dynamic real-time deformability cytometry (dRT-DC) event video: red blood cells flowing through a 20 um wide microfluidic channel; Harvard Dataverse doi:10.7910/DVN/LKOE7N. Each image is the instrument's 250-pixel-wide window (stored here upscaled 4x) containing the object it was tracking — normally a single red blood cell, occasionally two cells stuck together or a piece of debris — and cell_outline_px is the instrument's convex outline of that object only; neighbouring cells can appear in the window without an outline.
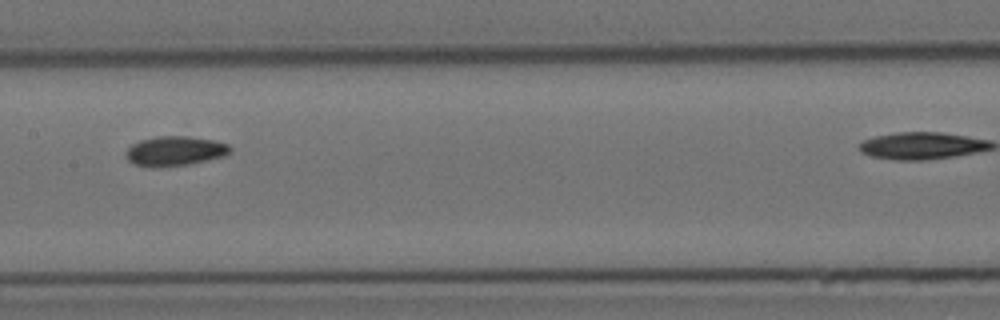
{"species": "Egyptian fruit bat (a non-hibernating species)", "species_latin": "Rousettus aegyptiacus", "temperature_condition": "cold", "stored_images_in_passage": 8, "camera_frame_rate_fps": 3000, "um_per_image_px": 0.085, "animal": {"sex": "female"}, "frame": {"image": 1, "passage_image": 7, "time_ms": 7.0, "image_size_px": [1000, 320], "cell_outline_px": [[232, 152], [224, 156], [188, 164], [160, 168], [152, 168], [132, 164], [124, 156], [124, 152], [132, 144], [140, 140], [156, 136], [188, 136], [212, 140], [228, 144], [232, 148]], "centroid_in_image_um": [14.82, 12.85], "position_along_channel_um": 192.6, "area_um2": 18.32}}